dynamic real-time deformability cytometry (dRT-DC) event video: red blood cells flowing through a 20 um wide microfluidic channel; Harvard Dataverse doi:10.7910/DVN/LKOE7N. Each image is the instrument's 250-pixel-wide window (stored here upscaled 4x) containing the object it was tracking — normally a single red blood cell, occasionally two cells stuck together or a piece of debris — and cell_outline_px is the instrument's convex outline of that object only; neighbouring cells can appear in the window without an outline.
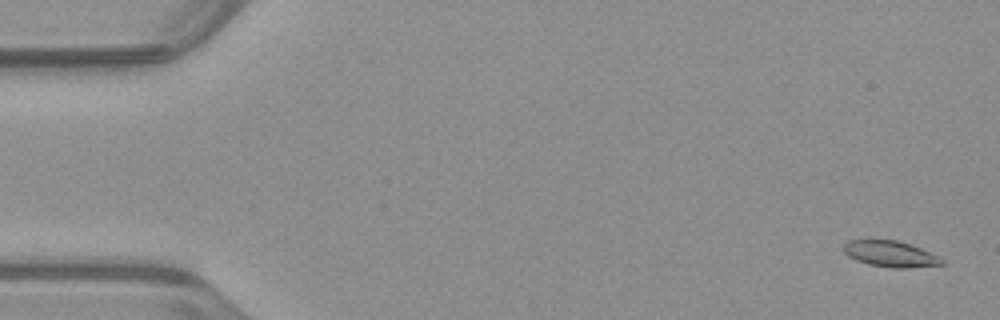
{"species": "common noctule bat (a hibernating species)", "species_latin": "Nyctalus noctula", "temperature_condition": "warm", "stored_images_in_passage": 54, "camera_frame_rate_fps": 3000, "um_per_image_px": 0.085, "animal": {"sex": "male", "body_mass_g": 23.1, "forearm_length_mm": 52.7}, "frame": {"image": 1, "passage_image": 2, "time_ms": 0.333, "image_size_px": [1000, 320], "cell_outline_px": [[944, 264], [904, 268], [892, 268], [868, 264], [856, 260], [848, 256], [844, 252], [844, 244], [848, 240], [896, 240], [920, 248], [940, 256], [944, 260]], "centroid_in_image_um": [75.68, 21.59], "position_along_channel_um": 9.3, "area_um2": 14.8}}
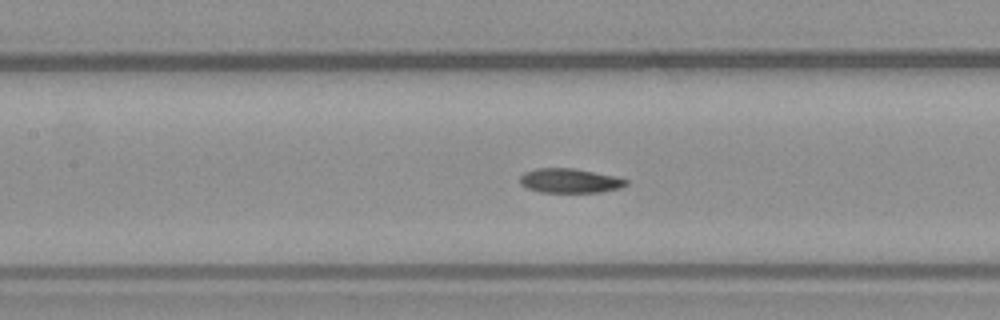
{"frame": {"image": 2, "passage_image": 24, "time_ms": 7.667, "image_size_px": [1000, 320], "cell_outline_px": [[628, 184], [620, 188], [600, 192], [540, 192], [528, 188], [520, 184], [520, 176], [524, 172], [536, 168], [572, 168], [612, 176], [628, 180]], "centroid_in_image_um": [48.39, 15.36], "position_along_channel_um": 159.0, "area_um2": 14.91}}
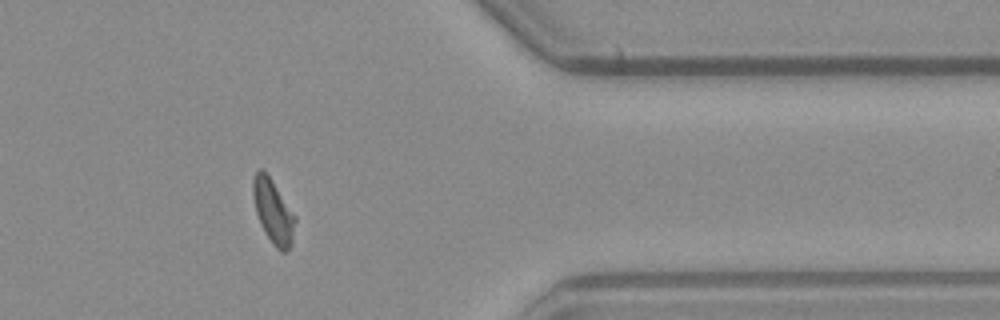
{"frame": {"image": 3, "passage_image": 43, "time_ms": 14.0, "image_size_px": [1000, 320], "cell_outline_px": [[296, 220], [292, 244], [284, 252], [280, 252], [272, 244], [264, 232], [260, 224], [256, 212], [252, 196], [252, 180], [256, 168], [260, 168], [268, 176], [296, 216]], "centroid_in_image_um": [23.2, 18.0], "position_along_channel_um": 388.2, "area_um2": 15.72}, "authors_computed_cell_mechanics": {"area_um2": 15.5482, "velocity_mm_per_s": 3.9436, "shape_relaxation_time_tau1_ms": 4.5087, "shape_relaxation_time_tau2_ms": 2.5312, "deformation_change_tau1": 0.1351, "deformation_change_tau2": 0.0833}}